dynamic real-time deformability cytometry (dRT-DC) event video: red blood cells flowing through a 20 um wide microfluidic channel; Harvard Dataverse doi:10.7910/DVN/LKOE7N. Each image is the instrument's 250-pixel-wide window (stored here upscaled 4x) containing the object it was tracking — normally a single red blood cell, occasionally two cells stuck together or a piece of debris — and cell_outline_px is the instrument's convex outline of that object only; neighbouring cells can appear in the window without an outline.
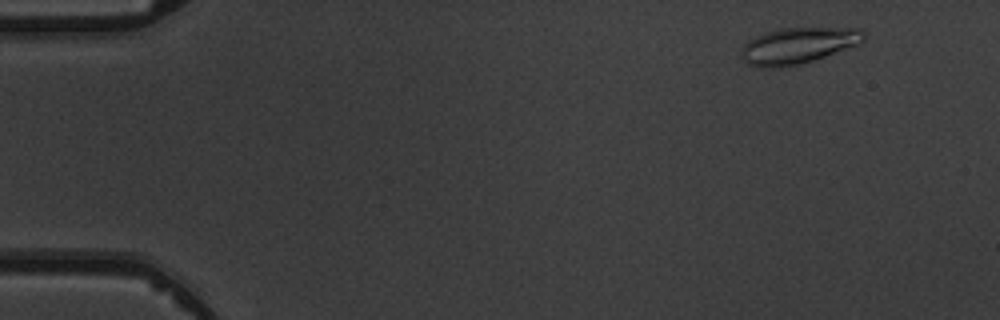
{"species": "common noctule bat (a hibernating species)", "species_latin": "Nyctalus noctula", "temperature_condition": "warm", "stored_images_in_passage": 5, "camera_frame_rate_fps": 3000, "um_per_image_px": 0.085, "animal": {"sex": "male", "body_mass_g": 19.5, "forearm_length_mm": 54.6}, "frame": {"image": 1, "passage_image": 2, "time_ms": 1.333, "image_size_px": [1000, 320], "cell_outline_px": [[864, 40], [860, 44], [800, 64], [780, 68], [760, 68], [748, 64], [740, 56], [740, 52], [744, 44], [748, 40], [764, 32], [780, 28], [860, 28], [864, 32]], "centroid_in_image_um": [67.79, 3.88], "position_along_channel_um": 17.2, "area_um2": 25.89}}